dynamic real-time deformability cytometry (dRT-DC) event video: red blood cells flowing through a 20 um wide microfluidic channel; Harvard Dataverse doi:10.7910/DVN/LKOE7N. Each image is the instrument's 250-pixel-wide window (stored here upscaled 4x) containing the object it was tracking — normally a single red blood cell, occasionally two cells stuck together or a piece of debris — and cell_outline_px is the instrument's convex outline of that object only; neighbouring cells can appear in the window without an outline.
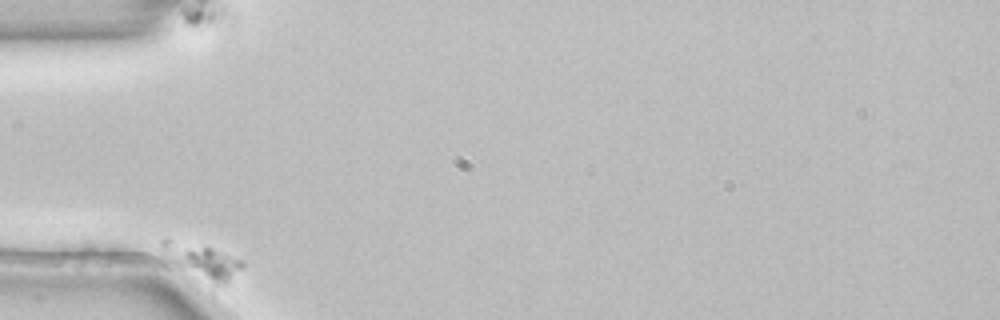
{"species": "common noctule bat (a hibernating species)", "species_latin": "Nyctalus noctula", "temperature_condition": "room temperature", "stored_images_in_passage": 39, "camera_frame_rate_fps": 3000, "um_per_image_px": 0.085, "animal": {"sex": "female", "body_mass_g": 22.7, "forearm_length_mm": 54.2}, "frame": {"image": 1, "passage_image": 1, "time_ms": 0.0, "image_size_px": [1000, 320], "cell_outline_px": [[244, 264], [228, 284], [216, 284], [164, 264], [160, 244], [160, 240], [164, 236], [212, 248], [244, 260]], "centroid_in_image_um": [17.02, 22.16], "position_along_channel_um": 68.0, "area_um2": 17.05}}
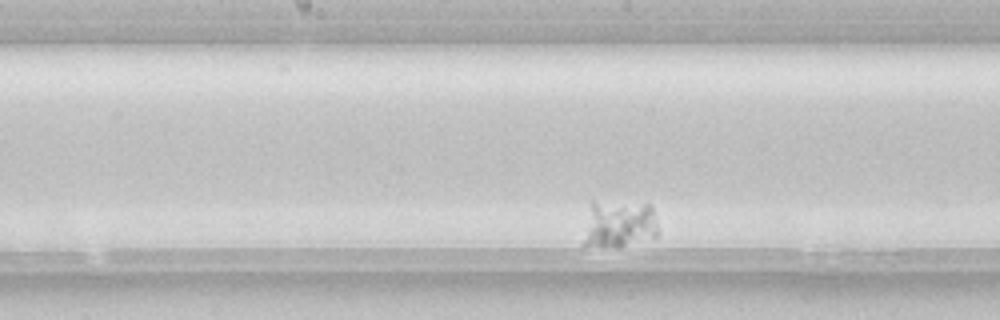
{"frame": {"image": 2, "passage_image": 19, "time_ms": 6.0, "image_size_px": [1000, 320], "cell_outline_px": [[660, 232], [656, 236], [624, 244], [580, 244], [588, 200], [592, 200], [648, 204], [652, 208]], "centroid_in_image_um": [52.53, 18.95], "position_along_channel_um": 195.7, "area_um2": 20.81}}
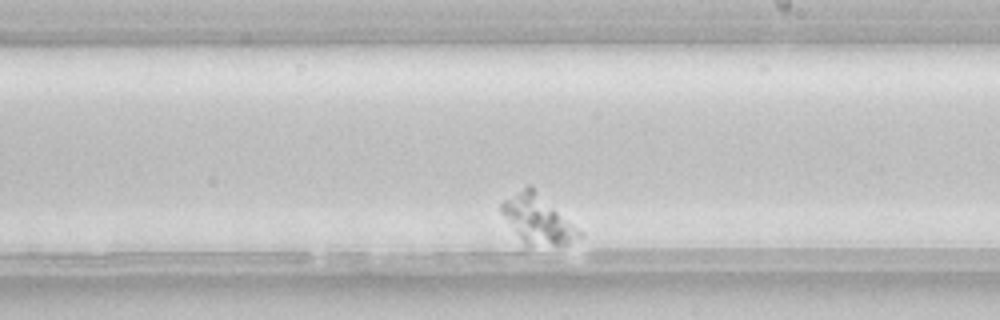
{"frame": {"image": 3, "passage_image": 25, "time_ms": 8.0, "image_size_px": [1000, 320], "cell_outline_px": [[584, 236], [568, 244], [528, 244], [516, 232], [500, 212], [500, 204], [504, 200], [528, 184], [532, 184], [580, 228], [584, 232]], "centroid_in_image_um": [45.78, 18.57], "position_along_channel_um": 243.2, "area_um2": 22.02}}